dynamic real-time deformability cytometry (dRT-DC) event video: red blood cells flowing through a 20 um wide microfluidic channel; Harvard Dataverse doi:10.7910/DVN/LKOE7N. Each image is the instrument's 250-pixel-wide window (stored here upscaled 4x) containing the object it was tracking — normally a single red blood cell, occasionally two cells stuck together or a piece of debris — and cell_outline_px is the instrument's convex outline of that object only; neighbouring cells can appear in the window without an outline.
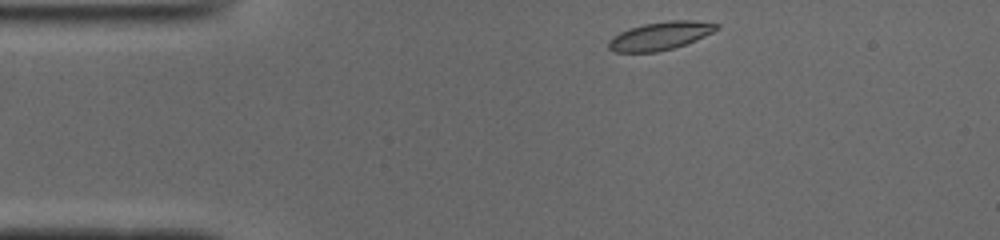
{"species": "common noctule bat (a hibernating species)", "species_latin": "Nyctalus noctula", "temperature_condition": "cold", "stored_images_in_passage": 23, "camera_frame_rate_fps": 3000, "um_per_image_px": 0.085, "animal": {"sex": "male", "body_mass_g": 19.0, "forearm_length_mm": 50.8}, "frame": {"image": 1, "passage_image": 1, "time_ms": 0.0, "image_size_px": [1000, 240], "cell_outline_px": [[720, 28], [696, 40], [672, 48], [656, 52], [616, 52], [608, 48], [608, 40], [612, 36], [628, 28], [644, 24], [668, 20], [692, 20], [720, 24]], "centroid_in_image_um": [56.1, 3.04], "position_along_channel_um": 28.9, "area_um2": 17.69}}
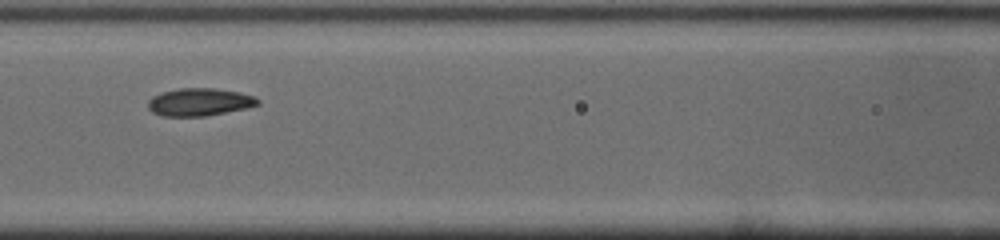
{"frame": {"image": 2, "passage_image": 14, "time_ms": 4.333, "image_size_px": [1000, 240], "cell_outline_px": [[260, 104], [244, 108], [204, 116], [160, 116], [152, 112], [148, 108], [148, 100], [152, 96], [160, 92], [180, 88], [216, 88], [240, 92], [256, 96], [260, 100]], "centroid_in_image_um": [16.93, 8.66], "position_along_channel_um": 149.7, "area_um2": 17.8}}
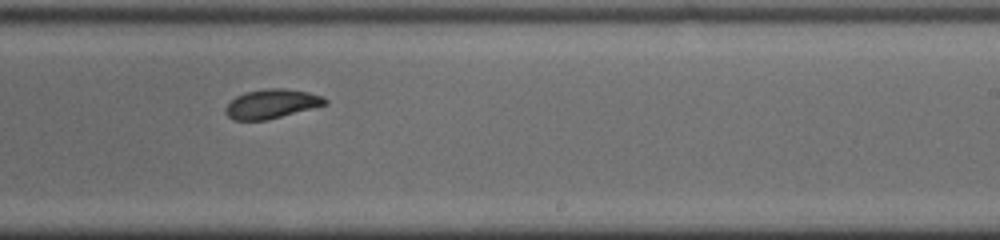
{"frame": {"image": 3, "passage_image": 23, "time_ms": 7.333, "image_size_px": [1000, 240], "cell_outline_px": [[328, 104], [268, 120], [232, 120], [224, 112], [224, 108], [236, 96], [244, 92], [264, 88], [284, 88], [308, 92], [320, 96], [328, 100]], "centroid_in_image_um": [23.07, 8.83], "position_along_channel_um": 265.9, "area_um2": 17.05}}